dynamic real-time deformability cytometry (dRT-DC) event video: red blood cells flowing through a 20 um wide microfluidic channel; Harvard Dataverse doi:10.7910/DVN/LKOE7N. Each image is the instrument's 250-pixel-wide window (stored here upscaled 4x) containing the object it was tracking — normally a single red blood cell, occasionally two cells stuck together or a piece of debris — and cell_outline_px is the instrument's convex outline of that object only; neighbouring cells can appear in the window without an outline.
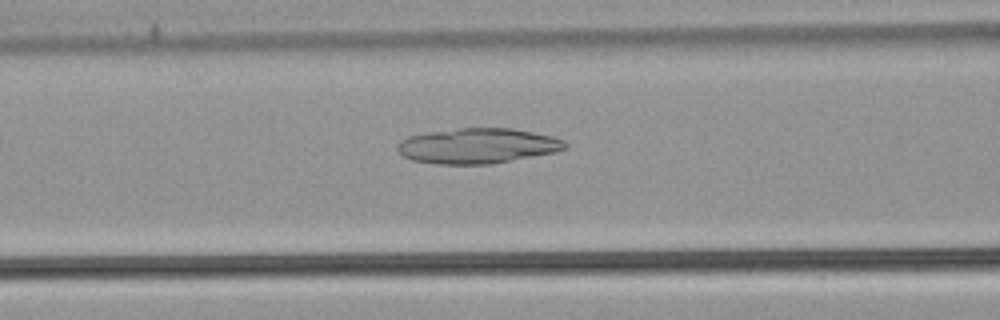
{"species": "common noctule bat (a hibernating species)", "species_latin": "Nyctalus noctula", "temperature_condition": "warm", "stored_images_in_passage": 46, "camera_frame_rate_fps": 3000, "um_per_image_px": 0.085, "animal": {"sex": "male", "body_mass_g": 21.5, "forearm_length_mm": 52.0}, "frame": {"image": 1, "passage_image": 16, "time_ms": 5.0, "image_size_px": [1000, 320], "cell_outline_px": [[568, 148], [556, 152], [492, 164], [436, 164], [412, 160], [404, 156], [396, 148], [400, 140], [408, 136], [428, 132], [460, 128], [512, 128], [552, 136], [564, 140], [568, 144]], "centroid_in_image_um": [40.62, 12.4], "position_along_channel_um": 126.0, "area_um2": 34.56}}
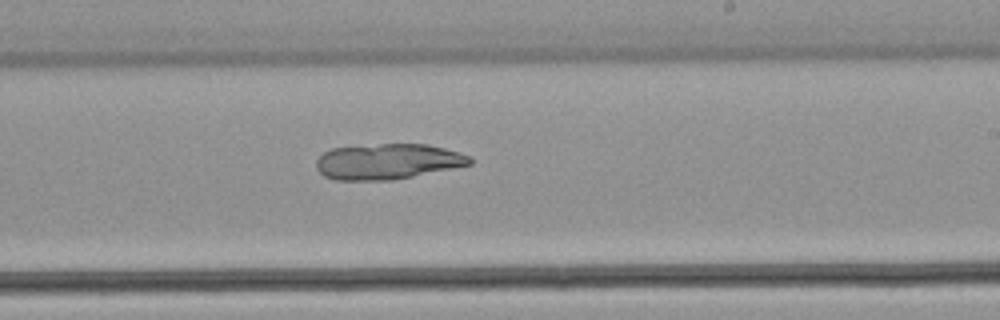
{"frame": {"image": 2, "passage_image": 26, "time_ms": 8.333, "image_size_px": [1000, 320], "cell_outline_px": [[472, 164], [392, 180], [336, 180], [324, 176], [316, 168], [316, 160], [324, 152], [332, 148], [380, 144], [428, 144], [460, 152], [472, 156]], "centroid_in_image_um": [32.96, 13.72], "position_along_channel_um": 256.0, "area_um2": 31.79}}
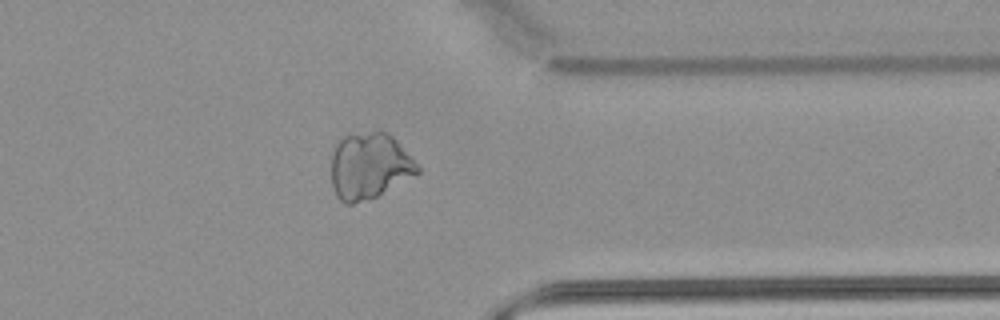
{"frame": {"image": 3, "passage_image": 36, "time_ms": 11.667, "image_size_px": [1000, 320], "cell_outline_px": [[420, 172], [376, 196], [352, 204], [344, 204], [336, 196], [332, 184], [332, 144], [344, 136], [372, 132], [384, 132], [392, 136], [396, 140], [420, 168]], "centroid_in_image_um": [31.35, 14.11], "position_along_channel_um": 380.1, "area_um2": 32.89}}